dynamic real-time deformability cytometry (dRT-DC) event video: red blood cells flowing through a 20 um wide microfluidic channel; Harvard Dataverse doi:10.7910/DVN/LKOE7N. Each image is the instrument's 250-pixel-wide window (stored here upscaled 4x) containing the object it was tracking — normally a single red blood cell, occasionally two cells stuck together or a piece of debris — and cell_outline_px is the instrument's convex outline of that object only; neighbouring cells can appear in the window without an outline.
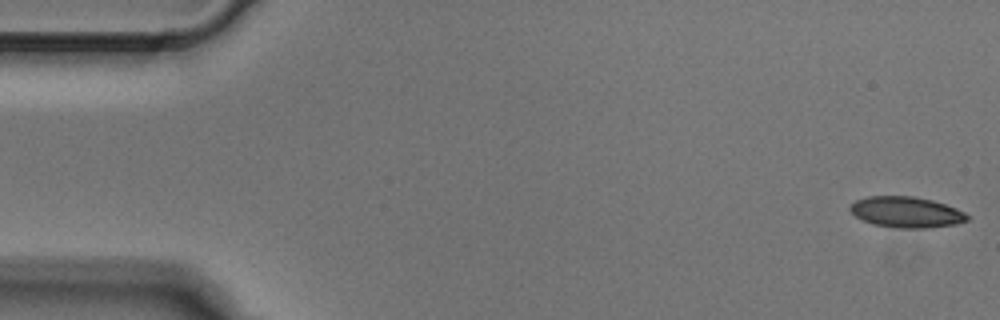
{"species": "Egyptian fruit bat (a non-hibernating species)", "species_latin": "Rousettus aegyptiacus", "temperature_condition": "cold", "stored_images_in_passage": 4, "camera_frame_rate_fps": 3000, "um_per_image_px": 0.085, "animal": {"sex": "male"}, "frame": {"image": 1, "passage_image": 1, "time_ms": 0.0, "image_size_px": [1000, 320], "cell_outline_px": [[972, 216], [968, 220], [956, 224], [928, 228], [900, 228], [872, 224], [856, 216], [848, 208], [856, 200], [868, 196], [912, 196], [932, 200], [956, 208]], "centroid_in_image_um": [77.07, 18.03], "position_along_channel_um": 7.9, "area_um2": 21.04}}
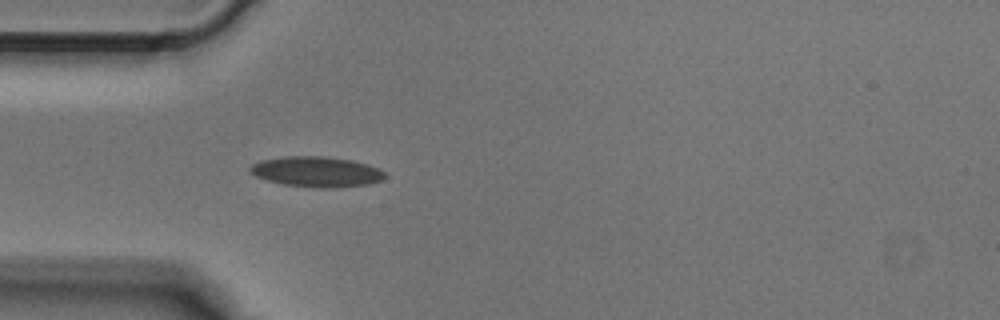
{"frame": {"image": 2, "passage_image": 4, "time_ms": 1.0, "image_size_px": [1000, 320], "cell_outline_px": [[384, 176], [380, 180], [368, 184], [332, 188], [320, 188], [284, 184], [268, 180], [256, 176], [248, 172], [248, 168], [252, 164], [260, 160], [284, 156], [324, 156], [352, 160], [368, 164], [384, 172]], "centroid_in_image_um": [26.85, 14.59], "position_along_channel_um": 58.1, "area_um2": 23.76}}